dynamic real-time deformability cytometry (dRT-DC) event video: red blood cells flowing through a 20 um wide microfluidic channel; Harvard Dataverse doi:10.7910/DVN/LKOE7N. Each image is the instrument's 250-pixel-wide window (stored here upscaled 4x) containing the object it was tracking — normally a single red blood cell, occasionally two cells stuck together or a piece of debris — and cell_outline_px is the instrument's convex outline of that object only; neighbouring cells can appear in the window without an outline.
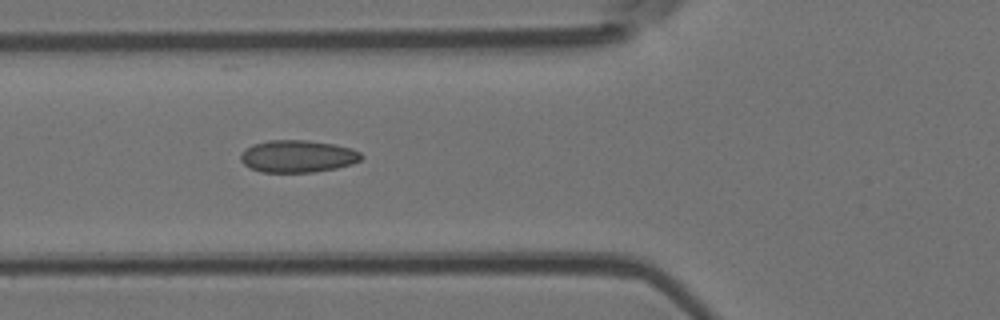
{"species": "Egyptian fruit bat (a non-hibernating species)", "species_latin": "Rousettus aegyptiacus", "temperature_condition": "room temperature", "stored_images_in_passage": 5, "camera_frame_rate_fps": 3000, "um_per_image_px": 0.085, "animal": {"sex": "female"}, "frame": {"image": 1, "passage_image": 4, "time_ms": 4.333, "image_size_px": [1000, 320], "cell_outline_px": [[364, 156], [360, 160], [352, 164], [336, 168], [312, 172], [260, 172], [248, 168], [240, 160], [240, 156], [252, 144], [268, 140], [308, 140], [336, 144], [352, 148], [360, 152]], "centroid_in_image_um": [25.32, 13.28], "position_along_channel_um": 100.5, "area_um2": 22.83}}
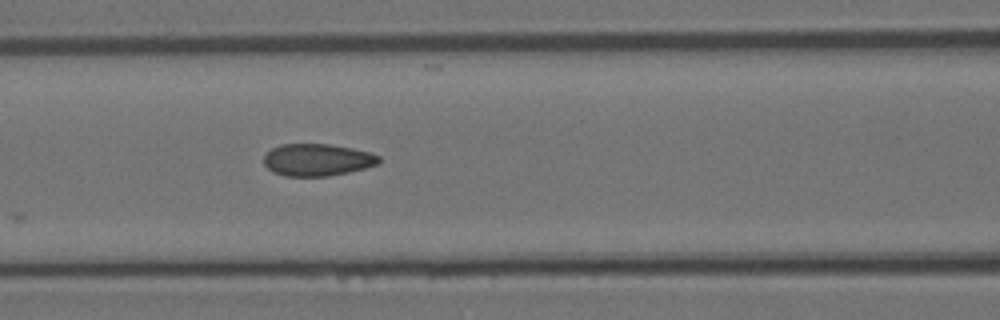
{"frame": {"image": 2, "passage_image": 5, "time_ms": 5.333, "image_size_px": [1000, 320], "cell_outline_px": [[380, 160], [376, 164], [364, 168], [348, 172], [328, 176], [284, 176], [272, 172], [264, 164], [264, 156], [272, 148], [280, 144], [328, 144], [352, 148], [368, 152], [380, 156]], "centroid_in_image_um": [26.93, 13.59], "position_along_channel_um": 139.7, "area_um2": 21.44}}